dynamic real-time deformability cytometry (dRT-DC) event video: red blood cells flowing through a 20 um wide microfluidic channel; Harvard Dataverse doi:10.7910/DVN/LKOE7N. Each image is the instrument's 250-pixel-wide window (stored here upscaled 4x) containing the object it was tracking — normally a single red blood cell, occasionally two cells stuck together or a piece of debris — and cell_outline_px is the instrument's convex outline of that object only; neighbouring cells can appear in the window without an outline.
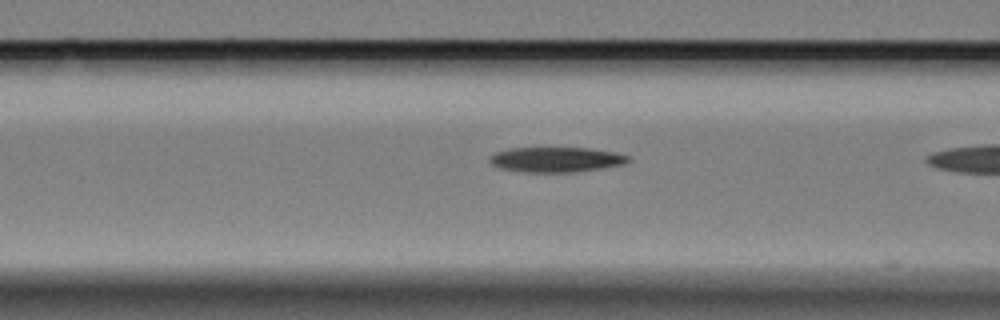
{"species": "Egyptian fruit bat (a non-hibernating species)", "species_latin": "Rousettus aegyptiacus", "temperature_condition": "cold", "stored_images_in_passage": 21, "camera_frame_rate_fps": 3000, "um_per_image_px": 0.085, "animal": {"sex": "female"}, "frame": {"image": 1, "passage_image": 19, "time_ms": 6.0, "image_size_px": [1000, 320], "cell_outline_px": [[632, 160], [624, 164], [576, 172], [520, 172], [500, 168], [492, 164], [488, 160], [488, 156], [496, 152], [508, 148], [588, 148], [616, 152], [628, 156]], "centroid_in_image_um": [47.24, 13.56], "position_along_channel_um": 119.4, "area_um2": 20.35}}